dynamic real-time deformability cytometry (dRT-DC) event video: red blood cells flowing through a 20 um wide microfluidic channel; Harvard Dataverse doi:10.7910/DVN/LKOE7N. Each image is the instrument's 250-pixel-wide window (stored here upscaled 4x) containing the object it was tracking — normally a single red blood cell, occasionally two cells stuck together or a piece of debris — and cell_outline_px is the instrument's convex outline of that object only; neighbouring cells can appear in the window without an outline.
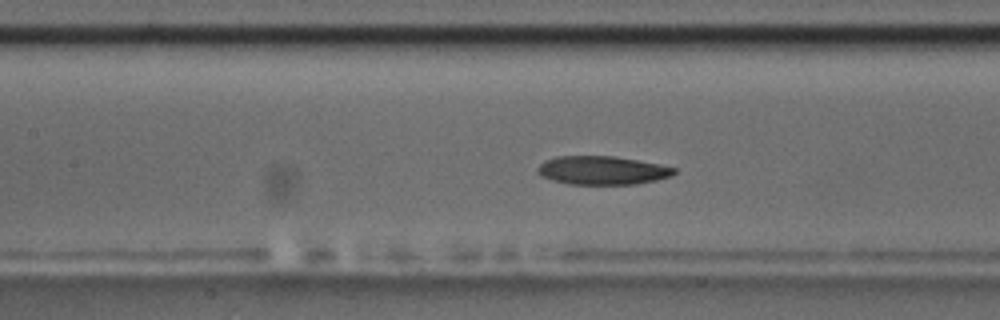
{"species": "common noctule bat (a hibernating species)", "species_latin": "Nyctalus noctula", "temperature_condition": "room temperature", "stored_images_in_passage": 55, "camera_frame_rate_fps": 3000, "um_per_image_px": 0.085, "animal": {"sex": "male", "body_mass_g": 17.5, "forearm_length_mm": 52.3}, "frame": {"image": 1, "passage_image": 24, "time_ms": 7.667, "image_size_px": [1000, 320], "cell_outline_px": [[676, 172], [672, 176], [656, 180], [636, 184], [568, 184], [552, 180], [540, 176], [536, 172], [536, 168], [544, 160], [556, 156], [612, 156], [660, 164], [676, 168]], "centroid_in_image_um": [51.16, 14.48], "position_along_channel_um": 156.2, "area_um2": 22.83}, "authors_computed_cell_mechanics": {"area_um2": 23.0044, "velocity_mm_per_s": 3.6358, "shape_relaxation_time_tau1_ms": 4.7727, "shape_relaxation_time_tau2_ms": 6.7494, "deformation_change_tau1": 0.1204, "deformation_change_tau2": 0.1491}}